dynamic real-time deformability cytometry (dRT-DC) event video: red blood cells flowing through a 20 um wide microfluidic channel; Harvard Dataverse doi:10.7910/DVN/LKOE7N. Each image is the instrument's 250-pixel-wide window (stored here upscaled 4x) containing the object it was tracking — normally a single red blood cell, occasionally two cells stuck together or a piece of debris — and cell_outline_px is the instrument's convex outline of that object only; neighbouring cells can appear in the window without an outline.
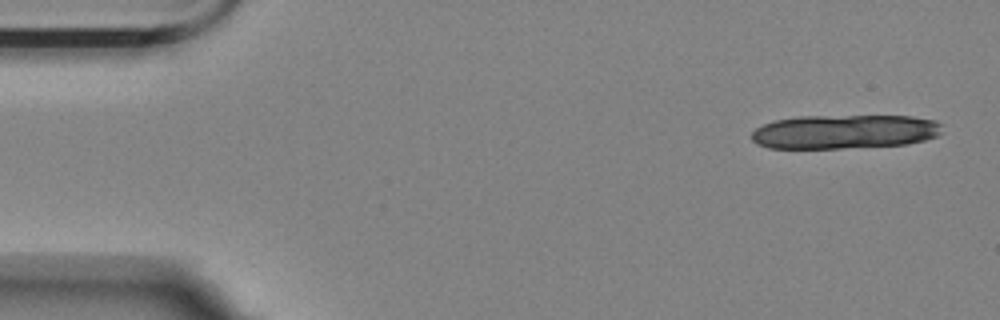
{"species": "Egyptian fruit bat (a non-hibernating species)", "species_latin": "Rousettus aegyptiacus", "temperature_condition": "room temperature", "stored_images_in_passage": 9, "camera_frame_rate_fps": 3000, "um_per_image_px": 0.085, "animal": {"sex": "female"}, "frame": {"image": 1, "passage_image": 1, "time_ms": 0.0, "image_size_px": [1000, 320], "cell_outline_px": [[940, 132], [936, 136], [924, 140], [908, 144], [840, 148], [768, 148], [756, 144], [752, 140], [752, 132], [756, 128], [764, 124], [776, 120], [800, 116], [912, 116], [936, 120], [940, 124]], "centroid_in_image_um": [71.77, 11.19], "position_along_channel_um": 13.2, "area_um2": 37.8}}